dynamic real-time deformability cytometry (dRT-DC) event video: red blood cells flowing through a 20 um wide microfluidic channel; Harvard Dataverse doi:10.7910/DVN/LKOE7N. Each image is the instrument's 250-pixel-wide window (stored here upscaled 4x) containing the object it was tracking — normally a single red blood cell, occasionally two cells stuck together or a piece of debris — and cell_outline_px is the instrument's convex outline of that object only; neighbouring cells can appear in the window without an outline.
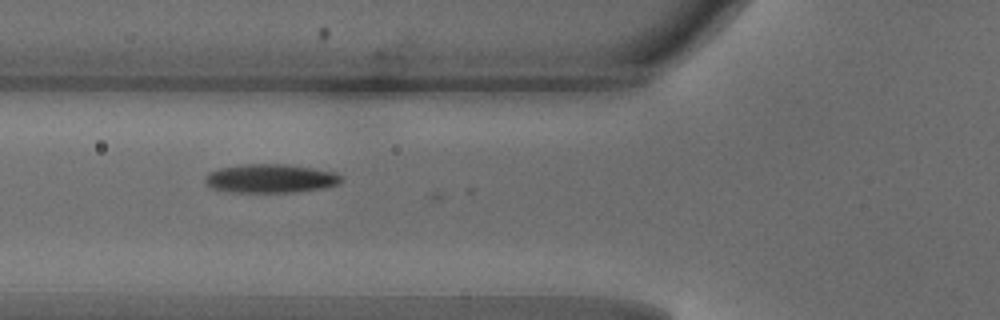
{"species": "common noctule bat (a hibernating species)", "species_latin": "Nyctalus noctula", "temperature_condition": "warm", "stored_images_in_passage": 30, "camera_frame_rate_fps": 3000, "um_per_image_px": 0.085, "animal": {"sex": "male", "body_mass_g": 18.8}, "frame": {"image": 1, "passage_image": 15, "time_ms": 4.667, "image_size_px": [1000, 320], "cell_outline_px": [[344, 180], [340, 184], [328, 188], [292, 192], [228, 192], [212, 188], [204, 184], [204, 176], [208, 172], [220, 168], [240, 164], [288, 164], [336, 172], [344, 176]], "centroid_in_image_um": [23.02, 15.17], "position_along_channel_um": 102.8, "area_um2": 23.35}}
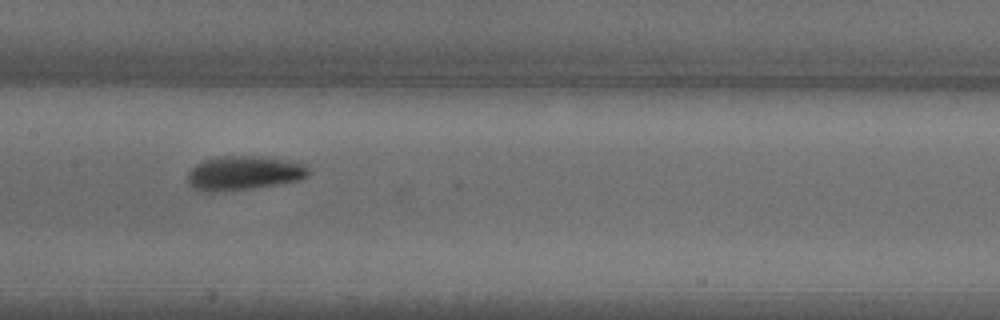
{"frame": {"image": 2, "passage_image": 21, "time_ms": 6.667, "image_size_px": [1000, 320], "cell_outline_px": [[312, 172], [308, 176], [300, 180], [252, 188], [212, 192], [200, 192], [192, 188], [188, 184], [188, 172], [196, 164], [204, 160], [220, 156], [264, 156], [288, 160], [308, 164]], "centroid_in_image_um": [20.76, 14.7], "position_along_channel_um": 186.6, "area_um2": 24.45}}
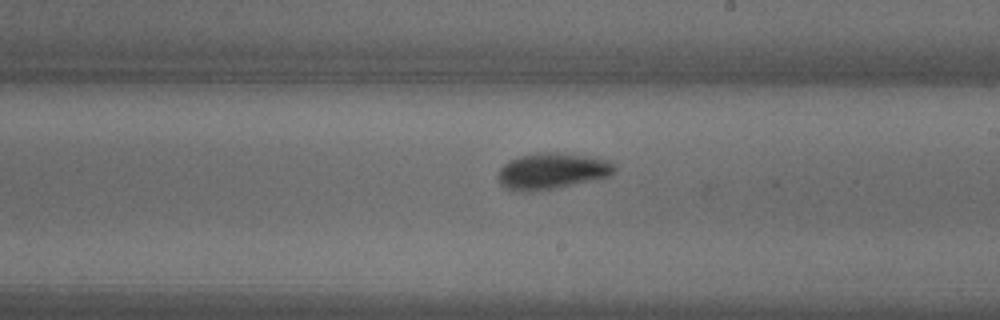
{"frame": {"image": 3, "passage_image": 25, "time_ms": 8.0, "image_size_px": [1000, 320], "cell_outline_px": [[616, 172], [612, 176], [556, 188], [532, 192], [516, 192], [504, 188], [500, 184], [496, 176], [500, 168], [508, 160], [520, 156], [536, 152], [556, 152], [596, 156], [612, 160], [616, 168]], "centroid_in_image_um": [46.94, 14.53], "position_along_channel_um": 242.1, "area_um2": 25.43}}